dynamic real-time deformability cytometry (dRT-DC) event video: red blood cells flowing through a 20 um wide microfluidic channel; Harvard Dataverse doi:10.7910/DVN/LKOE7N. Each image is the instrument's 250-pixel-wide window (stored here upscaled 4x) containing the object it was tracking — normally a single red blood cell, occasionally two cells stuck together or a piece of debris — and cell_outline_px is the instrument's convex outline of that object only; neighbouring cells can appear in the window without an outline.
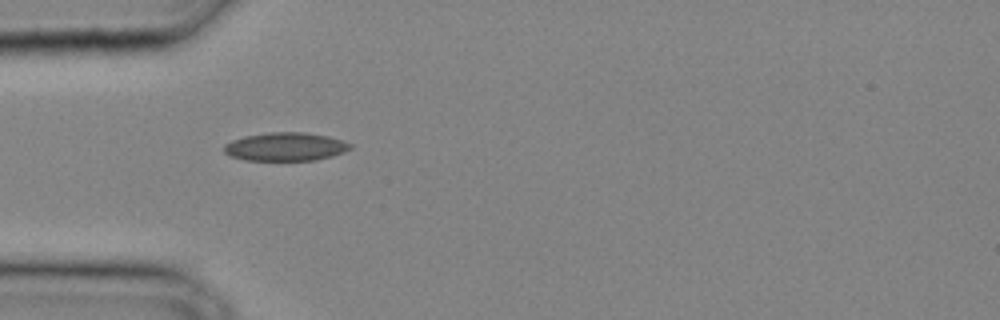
{"species": "common noctule bat (a hibernating species)", "species_latin": "Nyctalus noctula", "temperature_condition": "cold", "stored_images_in_passage": 30, "camera_frame_rate_fps": 3000, "um_per_image_px": 0.085, "animal": {"sex": "male", "body_mass_g": 20.4}, "frame": {"image": 1, "passage_image": 9, "time_ms": 2.667, "image_size_px": [1000, 320], "cell_outline_px": [[352, 148], [344, 152], [332, 156], [316, 160], [244, 160], [228, 156], [224, 152], [224, 144], [232, 140], [244, 136], [268, 132], [304, 132], [328, 136], [352, 144]], "centroid_in_image_um": [24.24, 12.47], "position_along_channel_um": 60.8, "area_um2": 20.98}}
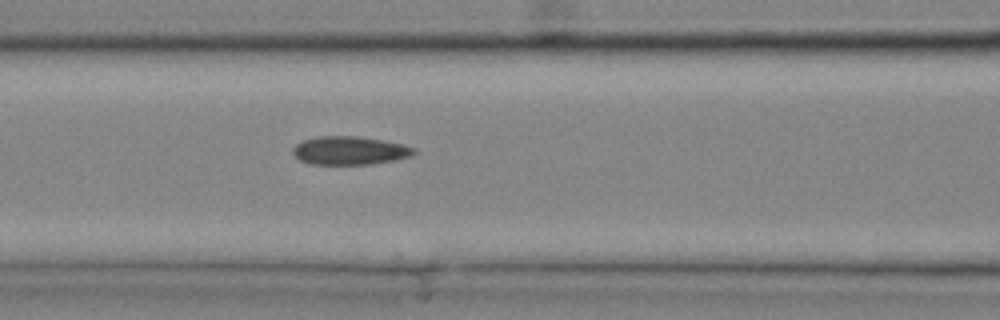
{"frame": {"image": 2, "passage_image": 13, "time_ms": 4.0, "image_size_px": [1000, 320], "cell_outline_px": [[416, 152], [412, 156], [396, 160], [372, 164], [308, 164], [300, 160], [292, 152], [292, 148], [296, 144], [304, 140], [320, 136], [356, 136], [380, 140], [400, 144], [416, 148]], "centroid_in_image_um": [29.72, 12.81], "position_along_channel_um": 136.9, "area_um2": 19.94}}